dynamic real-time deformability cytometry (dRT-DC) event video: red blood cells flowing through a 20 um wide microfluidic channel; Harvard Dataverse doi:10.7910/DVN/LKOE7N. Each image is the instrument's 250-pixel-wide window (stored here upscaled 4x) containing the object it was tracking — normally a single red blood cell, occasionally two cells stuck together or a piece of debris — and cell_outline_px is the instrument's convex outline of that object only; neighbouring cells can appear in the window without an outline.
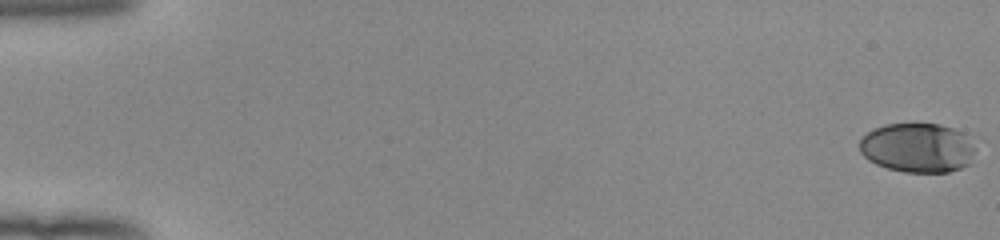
{"species": "human", "species_latin": "Homo sapiens", "temperature_condition": "room temperature", "stored_images_in_passage": 54, "camera_frame_rate_fps": 3000, "um_per_image_px": 0.085, "donor": {"sex": "female"}, "frame": {"image": 1, "passage_image": 1, "time_ms": 0.0, "image_size_px": [1000, 240], "cell_outline_px": [[972, 152], [968, 164], [960, 168], [948, 172], [904, 172], [888, 168], [876, 164], [868, 160], [860, 152], [860, 140], [868, 132], [884, 124], [940, 124], [964, 132], [972, 148]], "centroid_in_image_um": [77.94, 12.56], "position_along_channel_um": 7.1, "area_um2": 32.89}}
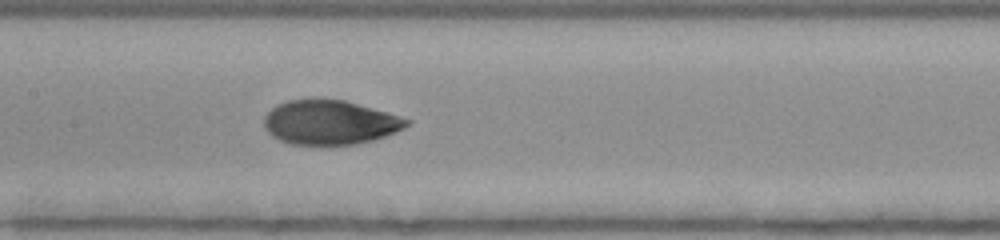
{"frame": {"image": 2, "passage_image": 28, "time_ms": 9.0, "image_size_px": [1000, 240], "cell_outline_px": [[412, 120], [404, 128], [396, 132], [372, 140], [356, 144], [288, 144], [272, 136], [264, 128], [264, 116], [276, 104], [288, 100], [344, 100]], "centroid_in_image_um": [28.01, 10.41], "position_along_channel_um": 179.4, "area_um2": 36.36}}
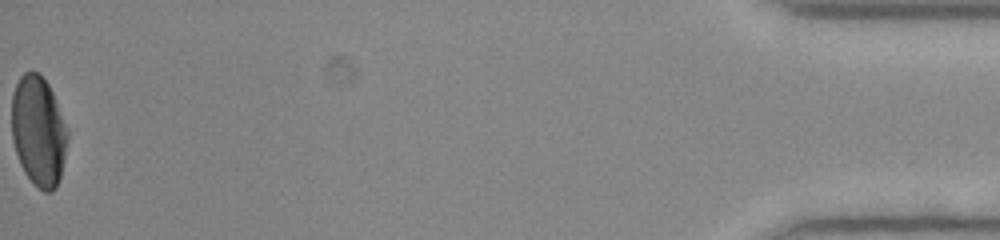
{"frame": {"image": 3, "passage_image": 54, "time_ms": 17.667, "image_size_px": [1000, 240], "cell_outline_px": [[68, 136], [60, 176], [56, 188], [52, 192], [44, 192], [32, 184], [24, 172], [20, 164], [12, 140], [12, 96], [16, 84], [20, 76], [24, 72], [36, 72], [48, 84], [52, 92], [68, 132]], "centroid_in_image_um": [3.25, 11.18], "position_along_channel_um": 431.9, "area_um2": 35.55}, "authors_computed_cell_mechanics": {"area_um2": 36.7319, "velocity_mm_per_s": 3.9791, "shape_relaxation_time_tau1_ms": 4.5258, "shape_relaxation_time_tau2_ms": 1.1723, "deformation_change_tau1": 0.2084, "deformation_change_tau2": 0.0491}}